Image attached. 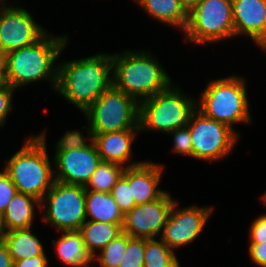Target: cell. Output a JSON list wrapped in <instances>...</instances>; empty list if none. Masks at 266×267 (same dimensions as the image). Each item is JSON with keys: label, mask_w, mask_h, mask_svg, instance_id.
<instances>
[{"label": "cell", "mask_w": 266, "mask_h": 267, "mask_svg": "<svg viewBox=\"0 0 266 267\" xmlns=\"http://www.w3.org/2000/svg\"><path fill=\"white\" fill-rule=\"evenodd\" d=\"M57 65L55 91L85 112L113 86L112 54L98 53Z\"/></svg>", "instance_id": "6da1fadb"}, {"label": "cell", "mask_w": 266, "mask_h": 267, "mask_svg": "<svg viewBox=\"0 0 266 267\" xmlns=\"http://www.w3.org/2000/svg\"><path fill=\"white\" fill-rule=\"evenodd\" d=\"M68 43L67 35H49V31L34 44L11 51L3 56L5 82L14 89L32 82H51L55 90L57 66L54 62L60 57Z\"/></svg>", "instance_id": "7a4b0ae2"}, {"label": "cell", "mask_w": 266, "mask_h": 267, "mask_svg": "<svg viewBox=\"0 0 266 267\" xmlns=\"http://www.w3.org/2000/svg\"><path fill=\"white\" fill-rule=\"evenodd\" d=\"M158 61L143 50L112 54L113 87L138 103L166 90L172 80Z\"/></svg>", "instance_id": "3957f363"}, {"label": "cell", "mask_w": 266, "mask_h": 267, "mask_svg": "<svg viewBox=\"0 0 266 267\" xmlns=\"http://www.w3.org/2000/svg\"><path fill=\"white\" fill-rule=\"evenodd\" d=\"M45 134L44 131L26 139L20 150L12 155L3 168L18 192L31 195L39 201L55 182Z\"/></svg>", "instance_id": "277c9868"}, {"label": "cell", "mask_w": 266, "mask_h": 267, "mask_svg": "<svg viewBox=\"0 0 266 267\" xmlns=\"http://www.w3.org/2000/svg\"><path fill=\"white\" fill-rule=\"evenodd\" d=\"M246 80L232 75L210 81L196 102V108L207 117L228 125L251 123Z\"/></svg>", "instance_id": "5b68a950"}, {"label": "cell", "mask_w": 266, "mask_h": 267, "mask_svg": "<svg viewBox=\"0 0 266 267\" xmlns=\"http://www.w3.org/2000/svg\"><path fill=\"white\" fill-rule=\"evenodd\" d=\"M173 83L164 91L139 103L140 131H160L169 133L187 126L196 109V100L181 93Z\"/></svg>", "instance_id": "8992f818"}, {"label": "cell", "mask_w": 266, "mask_h": 267, "mask_svg": "<svg viewBox=\"0 0 266 267\" xmlns=\"http://www.w3.org/2000/svg\"><path fill=\"white\" fill-rule=\"evenodd\" d=\"M88 119L87 139L92 134L139 129V103L113 86L105 91L85 112Z\"/></svg>", "instance_id": "52a82bcc"}, {"label": "cell", "mask_w": 266, "mask_h": 267, "mask_svg": "<svg viewBox=\"0 0 266 267\" xmlns=\"http://www.w3.org/2000/svg\"><path fill=\"white\" fill-rule=\"evenodd\" d=\"M184 36L193 44L235 37L231 0H200L188 13Z\"/></svg>", "instance_id": "ba28073f"}, {"label": "cell", "mask_w": 266, "mask_h": 267, "mask_svg": "<svg viewBox=\"0 0 266 267\" xmlns=\"http://www.w3.org/2000/svg\"><path fill=\"white\" fill-rule=\"evenodd\" d=\"M85 197L84 186L55 181L40 201V212L44 211L43 222L59 231L79 230L87 220Z\"/></svg>", "instance_id": "9c48e42d"}, {"label": "cell", "mask_w": 266, "mask_h": 267, "mask_svg": "<svg viewBox=\"0 0 266 267\" xmlns=\"http://www.w3.org/2000/svg\"><path fill=\"white\" fill-rule=\"evenodd\" d=\"M192 137V157L213 162L223 159L233 150L239 133L228 125L207 117L197 108L187 124Z\"/></svg>", "instance_id": "30bf717a"}, {"label": "cell", "mask_w": 266, "mask_h": 267, "mask_svg": "<svg viewBox=\"0 0 266 267\" xmlns=\"http://www.w3.org/2000/svg\"><path fill=\"white\" fill-rule=\"evenodd\" d=\"M5 3L0 0V52L3 56L34 44L48 32L26 9Z\"/></svg>", "instance_id": "8fae6325"}, {"label": "cell", "mask_w": 266, "mask_h": 267, "mask_svg": "<svg viewBox=\"0 0 266 267\" xmlns=\"http://www.w3.org/2000/svg\"><path fill=\"white\" fill-rule=\"evenodd\" d=\"M175 200L160 239L173 251L194 241L206 226L213 207L188 206L178 208Z\"/></svg>", "instance_id": "7c38bea8"}, {"label": "cell", "mask_w": 266, "mask_h": 267, "mask_svg": "<svg viewBox=\"0 0 266 267\" xmlns=\"http://www.w3.org/2000/svg\"><path fill=\"white\" fill-rule=\"evenodd\" d=\"M174 201L165 191L154 201L135 205L124 216L123 232L132 238H156L163 231Z\"/></svg>", "instance_id": "4fadbf2b"}, {"label": "cell", "mask_w": 266, "mask_h": 267, "mask_svg": "<svg viewBox=\"0 0 266 267\" xmlns=\"http://www.w3.org/2000/svg\"><path fill=\"white\" fill-rule=\"evenodd\" d=\"M81 148L71 150H56L54 159V177L55 181L85 186L92 174L100 164L101 157L98 153L95 142L89 140Z\"/></svg>", "instance_id": "5bb4252c"}, {"label": "cell", "mask_w": 266, "mask_h": 267, "mask_svg": "<svg viewBox=\"0 0 266 267\" xmlns=\"http://www.w3.org/2000/svg\"><path fill=\"white\" fill-rule=\"evenodd\" d=\"M235 37L247 35L266 52V0H231Z\"/></svg>", "instance_id": "9a60e30c"}, {"label": "cell", "mask_w": 266, "mask_h": 267, "mask_svg": "<svg viewBox=\"0 0 266 267\" xmlns=\"http://www.w3.org/2000/svg\"><path fill=\"white\" fill-rule=\"evenodd\" d=\"M126 166L128 182L136 205L154 201L165 192L158 188L164 166L152 161H135Z\"/></svg>", "instance_id": "2e32d148"}, {"label": "cell", "mask_w": 266, "mask_h": 267, "mask_svg": "<svg viewBox=\"0 0 266 267\" xmlns=\"http://www.w3.org/2000/svg\"><path fill=\"white\" fill-rule=\"evenodd\" d=\"M140 129L92 134L101 160L125 165L132 157V143ZM127 162V163H126Z\"/></svg>", "instance_id": "e0dca14e"}, {"label": "cell", "mask_w": 266, "mask_h": 267, "mask_svg": "<svg viewBox=\"0 0 266 267\" xmlns=\"http://www.w3.org/2000/svg\"><path fill=\"white\" fill-rule=\"evenodd\" d=\"M63 235L58 241L52 240L56 246L57 257L62 264L69 267H93V255L88 251L79 230L60 231Z\"/></svg>", "instance_id": "ac0fdd59"}, {"label": "cell", "mask_w": 266, "mask_h": 267, "mask_svg": "<svg viewBox=\"0 0 266 267\" xmlns=\"http://www.w3.org/2000/svg\"><path fill=\"white\" fill-rule=\"evenodd\" d=\"M35 206L40 201L31 195L17 192L2 214V233L30 228L33 225Z\"/></svg>", "instance_id": "d6986e66"}, {"label": "cell", "mask_w": 266, "mask_h": 267, "mask_svg": "<svg viewBox=\"0 0 266 267\" xmlns=\"http://www.w3.org/2000/svg\"><path fill=\"white\" fill-rule=\"evenodd\" d=\"M85 211L89 221L124 224V215L110 193L86 190Z\"/></svg>", "instance_id": "ffe728a7"}, {"label": "cell", "mask_w": 266, "mask_h": 267, "mask_svg": "<svg viewBox=\"0 0 266 267\" xmlns=\"http://www.w3.org/2000/svg\"><path fill=\"white\" fill-rule=\"evenodd\" d=\"M31 229L30 227L1 233L0 239L6 245L13 262L46 255L42 243Z\"/></svg>", "instance_id": "44dd1931"}, {"label": "cell", "mask_w": 266, "mask_h": 267, "mask_svg": "<svg viewBox=\"0 0 266 267\" xmlns=\"http://www.w3.org/2000/svg\"><path fill=\"white\" fill-rule=\"evenodd\" d=\"M148 15L159 22L172 27H179L183 31L188 21V13L181 6L179 0H135Z\"/></svg>", "instance_id": "7402d4cb"}, {"label": "cell", "mask_w": 266, "mask_h": 267, "mask_svg": "<svg viewBox=\"0 0 266 267\" xmlns=\"http://www.w3.org/2000/svg\"><path fill=\"white\" fill-rule=\"evenodd\" d=\"M79 231L86 248L95 256L97 249L102 250L112 239L123 232V224L86 220Z\"/></svg>", "instance_id": "603a6c76"}, {"label": "cell", "mask_w": 266, "mask_h": 267, "mask_svg": "<svg viewBox=\"0 0 266 267\" xmlns=\"http://www.w3.org/2000/svg\"><path fill=\"white\" fill-rule=\"evenodd\" d=\"M125 168L117 163L101 161L84 186L85 190L110 193Z\"/></svg>", "instance_id": "cb8c5ba5"}, {"label": "cell", "mask_w": 266, "mask_h": 267, "mask_svg": "<svg viewBox=\"0 0 266 267\" xmlns=\"http://www.w3.org/2000/svg\"><path fill=\"white\" fill-rule=\"evenodd\" d=\"M175 254L161 239H145L144 267H180Z\"/></svg>", "instance_id": "d4e9b609"}, {"label": "cell", "mask_w": 266, "mask_h": 267, "mask_svg": "<svg viewBox=\"0 0 266 267\" xmlns=\"http://www.w3.org/2000/svg\"><path fill=\"white\" fill-rule=\"evenodd\" d=\"M127 247V233L122 232L112 239L102 250L100 255L93 256V261H98L100 267H119Z\"/></svg>", "instance_id": "484cf974"}, {"label": "cell", "mask_w": 266, "mask_h": 267, "mask_svg": "<svg viewBox=\"0 0 266 267\" xmlns=\"http://www.w3.org/2000/svg\"><path fill=\"white\" fill-rule=\"evenodd\" d=\"M110 194L124 216L136 205L128 182V166L111 189Z\"/></svg>", "instance_id": "4316f807"}, {"label": "cell", "mask_w": 266, "mask_h": 267, "mask_svg": "<svg viewBox=\"0 0 266 267\" xmlns=\"http://www.w3.org/2000/svg\"><path fill=\"white\" fill-rule=\"evenodd\" d=\"M145 238H132L127 234V247L119 267H144Z\"/></svg>", "instance_id": "83f0119b"}, {"label": "cell", "mask_w": 266, "mask_h": 267, "mask_svg": "<svg viewBox=\"0 0 266 267\" xmlns=\"http://www.w3.org/2000/svg\"><path fill=\"white\" fill-rule=\"evenodd\" d=\"M168 134L173 136L174 153L192 157V137L188 126L177 128Z\"/></svg>", "instance_id": "f1b7e54d"}, {"label": "cell", "mask_w": 266, "mask_h": 267, "mask_svg": "<svg viewBox=\"0 0 266 267\" xmlns=\"http://www.w3.org/2000/svg\"><path fill=\"white\" fill-rule=\"evenodd\" d=\"M17 188L13 184L10 176L7 172L2 169L0 171V212H3L7 209L9 202L17 193Z\"/></svg>", "instance_id": "f546056e"}, {"label": "cell", "mask_w": 266, "mask_h": 267, "mask_svg": "<svg viewBox=\"0 0 266 267\" xmlns=\"http://www.w3.org/2000/svg\"><path fill=\"white\" fill-rule=\"evenodd\" d=\"M86 139L81 132L76 131H66L63 137L56 144V150H71L76 148H81L85 145Z\"/></svg>", "instance_id": "4dcf8cb0"}, {"label": "cell", "mask_w": 266, "mask_h": 267, "mask_svg": "<svg viewBox=\"0 0 266 267\" xmlns=\"http://www.w3.org/2000/svg\"><path fill=\"white\" fill-rule=\"evenodd\" d=\"M15 90L8 84L0 89V126L3 127L7 120L8 114L13 110V94ZM6 118V119H5Z\"/></svg>", "instance_id": "1f68e13d"}, {"label": "cell", "mask_w": 266, "mask_h": 267, "mask_svg": "<svg viewBox=\"0 0 266 267\" xmlns=\"http://www.w3.org/2000/svg\"><path fill=\"white\" fill-rule=\"evenodd\" d=\"M249 243L266 242V214L256 218L250 226Z\"/></svg>", "instance_id": "d6a6232c"}, {"label": "cell", "mask_w": 266, "mask_h": 267, "mask_svg": "<svg viewBox=\"0 0 266 267\" xmlns=\"http://www.w3.org/2000/svg\"><path fill=\"white\" fill-rule=\"evenodd\" d=\"M249 244L248 252L253 264L259 267H266V242Z\"/></svg>", "instance_id": "836d02e7"}, {"label": "cell", "mask_w": 266, "mask_h": 267, "mask_svg": "<svg viewBox=\"0 0 266 267\" xmlns=\"http://www.w3.org/2000/svg\"><path fill=\"white\" fill-rule=\"evenodd\" d=\"M48 262L46 255H38L32 258L14 261L13 267H48Z\"/></svg>", "instance_id": "e575fe53"}, {"label": "cell", "mask_w": 266, "mask_h": 267, "mask_svg": "<svg viewBox=\"0 0 266 267\" xmlns=\"http://www.w3.org/2000/svg\"><path fill=\"white\" fill-rule=\"evenodd\" d=\"M14 262L10 256L6 245L0 239V267H13Z\"/></svg>", "instance_id": "d590c367"}, {"label": "cell", "mask_w": 266, "mask_h": 267, "mask_svg": "<svg viewBox=\"0 0 266 267\" xmlns=\"http://www.w3.org/2000/svg\"><path fill=\"white\" fill-rule=\"evenodd\" d=\"M181 6L185 9L187 13H189L200 0H179Z\"/></svg>", "instance_id": "8d00e7d4"}, {"label": "cell", "mask_w": 266, "mask_h": 267, "mask_svg": "<svg viewBox=\"0 0 266 267\" xmlns=\"http://www.w3.org/2000/svg\"><path fill=\"white\" fill-rule=\"evenodd\" d=\"M0 75H4L3 55L0 52Z\"/></svg>", "instance_id": "74e56055"}, {"label": "cell", "mask_w": 266, "mask_h": 267, "mask_svg": "<svg viewBox=\"0 0 266 267\" xmlns=\"http://www.w3.org/2000/svg\"><path fill=\"white\" fill-rule=\"evenodd\" d=\"M5 85H6L5 76L0 75V89H2Z\"/></svg>", "instance_id": "f35d334b"}, {"label": "cell", "mask_w": 266, "mask_h": 267, "mask_svg": "<svg viewBox=\"0 0 266 267\" xmlns=\"http://www.w3.org/2000/svg\"><path fill=\"white\" fill-rule=\"evenodd\" d=\"M2 233V214L0 212V235Z\"/></svg>", "instance_id": "ab89813d"}, {"label": "cell", "mask_w": 266, "mask_h": 267, "mask_svg": "<svg viewBox=\"0 0 266 267\" xmlns=\"http://www.w3.org/2000/svg\"><path fill=\"white\" fill-rule=\"evenodd\" d=\"M261 198H262V201L265 203V205H266V192L261 196Z\"/></svg>", "instance_id": "60d3db41"}]
</instances>
